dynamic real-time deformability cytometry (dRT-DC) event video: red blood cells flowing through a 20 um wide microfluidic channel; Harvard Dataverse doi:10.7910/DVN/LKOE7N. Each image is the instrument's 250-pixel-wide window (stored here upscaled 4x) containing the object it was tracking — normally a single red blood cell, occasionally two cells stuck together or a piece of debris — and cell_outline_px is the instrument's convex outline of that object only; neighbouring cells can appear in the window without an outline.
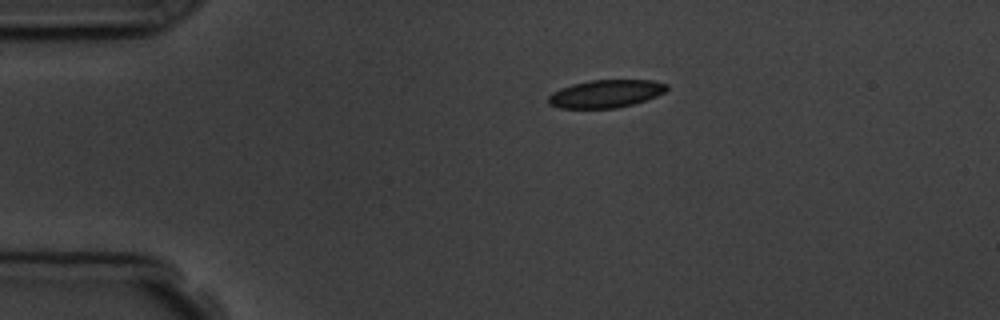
{"species": "common noctule bat (a hibernating species)", "species_latin": "Nyctalus noctula", "temperature_condition": "room temperature", "stored_images_in_passage": 5, "camera_frame_rate_fps": 3000, "um_per_image_px": 0.085, "animal": {"sex": "male", "body_mass_g": 19.5, "forearm_length_mm": 54.6}, "frame": {"image": 1, "passage_image": 1, "time_ms": 0.0, "image_size_px": [1000, 320], "cell_outline_px": [[668, 88], [664, 92], [656, 96], [632, 104], [616, 108], [560, 108], [548, 104], [548, 96], [552, 92], [560, 88], [572, 84], [588, 80], [652, 80], [668, 84]], "centroid_in_image_um": [51.46, 7.96], "position_along_channel_um": 33.5, "area_um2": 19.19}}
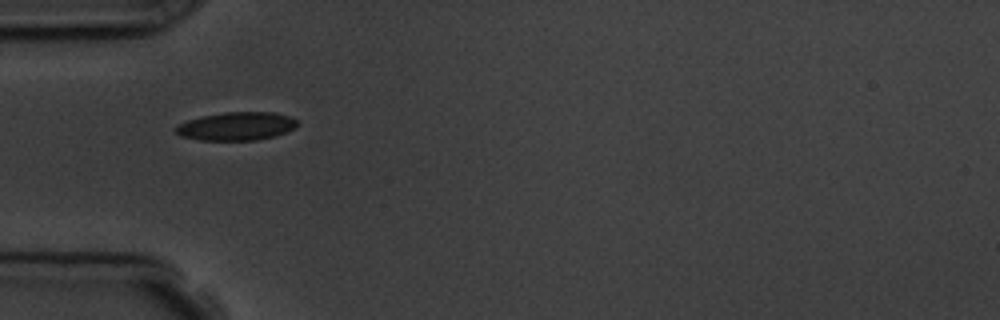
{"frame": {"image": 2, "passage_image": 3, "time_ms": 2.0, "image_size_px": [1000, 320], "cell_outline_px": [[300, 124], [296, 128], [276, 136], [256, 140], [200, 140], [180, 136], [176, 132], [176, 128], [180, 124], [188, 120], [200, 116], [224, 112], [272, 112], [288, 116], [296, 120]], "centroid_in_image_um": [20.13, 10.73], "position_along_channel_um": 64.9, "area_um2": 20.06}}
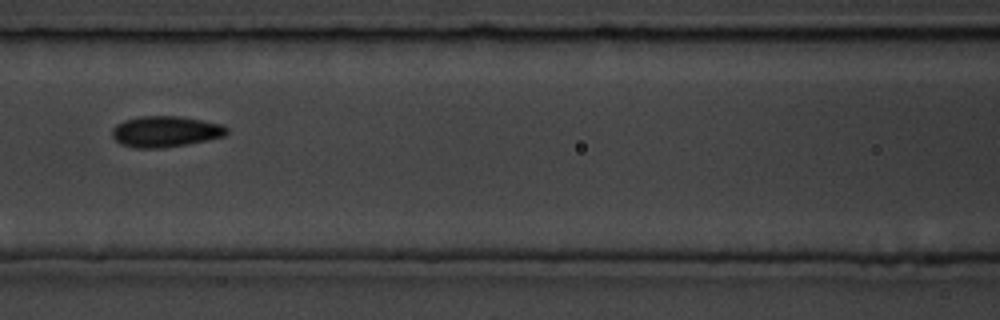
{"frame": {"image": 3, "passage_image": 5, "time_ms": 4.333, "image_size_px": [1000, 320], "cell_outline_px": [[228, 132], [224, 136], [184, 144], [160, 148], [136, 148], [120, 144], [112, 136], [112, 128], [116, 124], [124, 120], [140, 116], [180, 116], [224, 124], [228, 128]], "centroid_in_image_um": [14.04, 11.17], "position_along_channel_um": 152.6, "area_um2": 20.63}}